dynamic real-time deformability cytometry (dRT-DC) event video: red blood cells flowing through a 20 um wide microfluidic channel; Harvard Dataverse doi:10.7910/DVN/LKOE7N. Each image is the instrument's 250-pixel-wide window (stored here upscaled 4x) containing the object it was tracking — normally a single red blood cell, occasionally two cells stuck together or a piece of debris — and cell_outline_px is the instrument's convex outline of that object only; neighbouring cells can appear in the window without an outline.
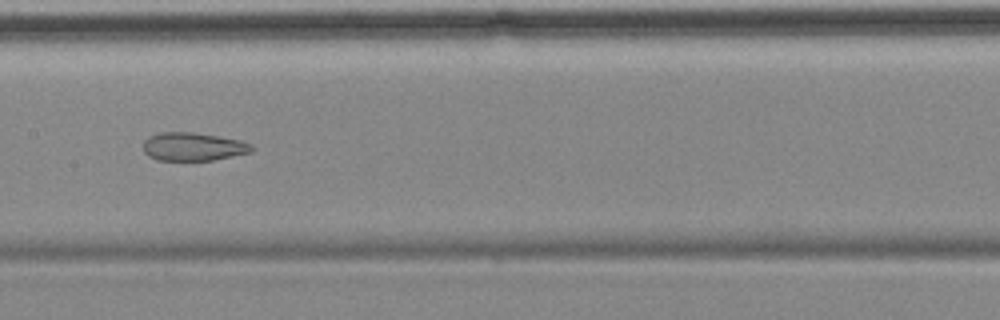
{"species": "common noctule bat (a hibernating species)", "species_latin": "Nyctalus noctula", "temperature_condition": "cold", "stored_images_in_passage": 12, "camera_frame_rate_fps": 3000, "um_per_image_px": 0.085, "animal": {"sex": "female", "body_mass_g": 18.4}, "frame": {"image": 1, "passage_image": 7, "time_ms": 8.333, "image_size_px": [1000, 320], "cell_outline_px": [[256, 148], [252, 152], [212, 160], [156, 160], [148, 156], [144, 152], [144, 140], [148, 136], [160, 132], [192, 132], [244, 140], [252, 144]], "centroid_in_image_um": [16.45, 12.46], "position_along_channel_um": 191.0, "area_um2": 18.09}}
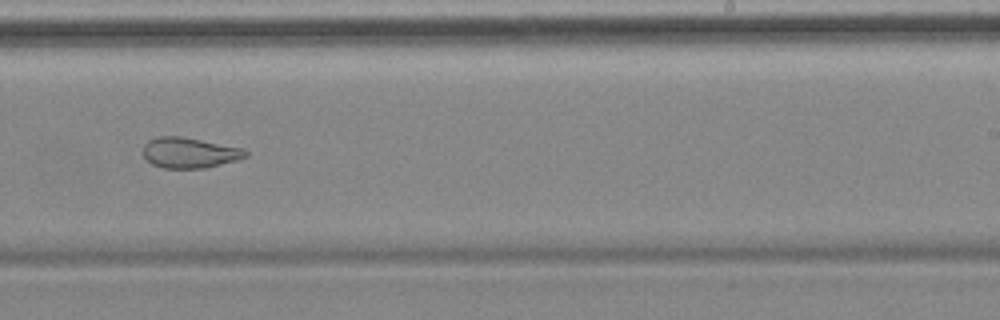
{"frame": {"image": 2, "passage_image": 9, "time_ms": 10.667, "image_size_px": [1000, 320], "cell_outline_px": [[248, 156], [240, 160], [204, 168], [164, 168], [152, 164], [144, 156], [144, 144], [148, 140], [156, 136], [180, 136], [244, 148], [248, 152]], "centroid_in_image_um": [16.14, 12.98], "position_along_channel_um": 272.9, "area_um2": 18.32}, "authors_computed_cell_mechanics": {"area_um2": 21.2993, "velocity_mm_per_s": 3.5316, "shape_relaxation_time_tau1_ms": null, "shape_relaxation_time_tau2_ms": 2.0269, "deformation_change_tau1": null, "deformation_change_tau2": 0.0619}}